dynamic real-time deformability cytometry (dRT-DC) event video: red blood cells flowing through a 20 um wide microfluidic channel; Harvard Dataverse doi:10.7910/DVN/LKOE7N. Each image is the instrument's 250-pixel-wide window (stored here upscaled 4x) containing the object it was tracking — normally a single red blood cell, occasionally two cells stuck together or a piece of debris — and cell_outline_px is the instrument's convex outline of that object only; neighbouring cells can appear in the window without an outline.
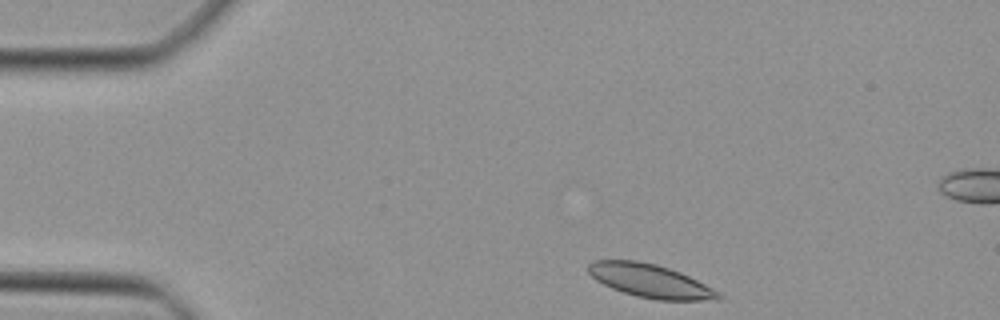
{"species": "Egyptian fruit bat (a non-hibernating species)", "species_latin": "Rousettus aegyptiacus", "temperature_condition": "cold", "stored_images_in_passage": 41, "camera_frame_rate_fps": 3000, "um_per_image_px": 0.085, "animal": {"sex": "female"}, "frame": {"image": 1, "passage_image": 1, "time_ms": 0.0, "image_size_px": [1000, 320], "cell_outline_px": [[724, 296], [720, 300], [656, 300], [636, 296], [612, 288], [596, 280], [588, 272], [588, 264], [592, 260], [636, 260], [656, 264], [680, 272], [720, 292]], "centroid_in_image_um": [55.28, 23.88], "position_along_channel_um": 29.7, "area_um2": 25.26}}
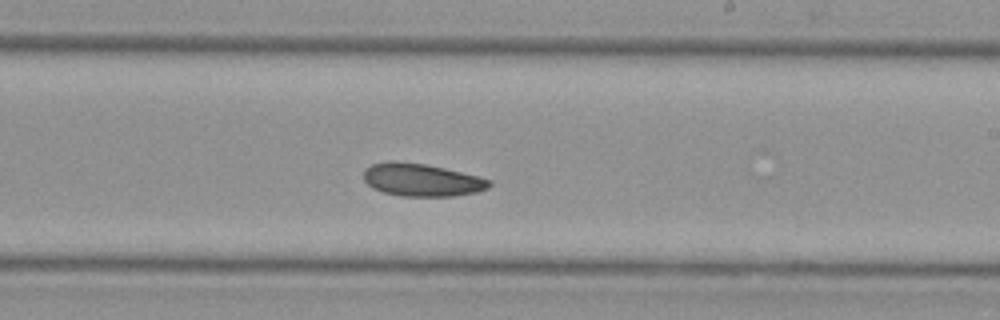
{"frame": {"image": 2, "passage_image": 21, "time_ms": 6.667, "image_size_px": [1000, 320], "cell_outline_px": [[492, 184], [488, 188], [476, 192], [452, 196], [400, 196], [384, 192], [372, 188], [364, 180], [364, 168], [372, 164], [388, 160], [396, 160], [424, 164], [444, 168], [480, 176], [492, 180]], "centroid_in_image_um": [35.84, 15.28], "position_along_channel_um": 253.2, "area_um2": 24.16}}
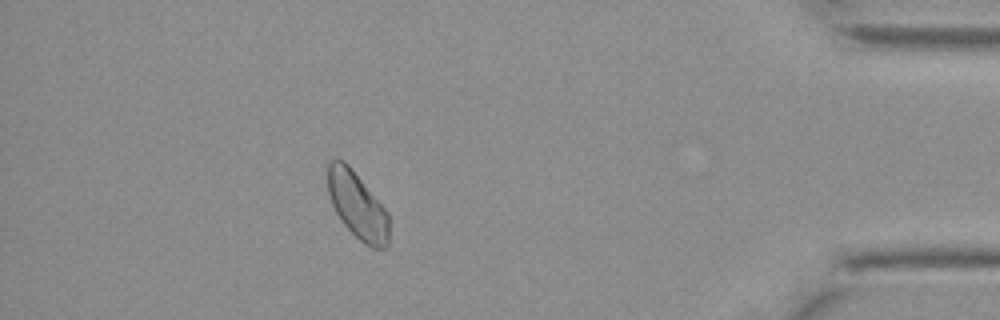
{"frame": {"image": 3, "passage_image": 35, "time_ms": 11.333, "image_size_px": [1000, 320], "cell_outline_px": [[388, 244], [384, 248], [372, 248], [364, 244], [340, 220], [332, 204], [328, 192], [324, 172], [324, 168], [328, 160], [336, 156], [344, 160], [352, 168], [388, 212]], "centroid_in_image_um": [30.3, 17.36], "position_along_channel_um": 404.9, "area_um2": 24.39}}